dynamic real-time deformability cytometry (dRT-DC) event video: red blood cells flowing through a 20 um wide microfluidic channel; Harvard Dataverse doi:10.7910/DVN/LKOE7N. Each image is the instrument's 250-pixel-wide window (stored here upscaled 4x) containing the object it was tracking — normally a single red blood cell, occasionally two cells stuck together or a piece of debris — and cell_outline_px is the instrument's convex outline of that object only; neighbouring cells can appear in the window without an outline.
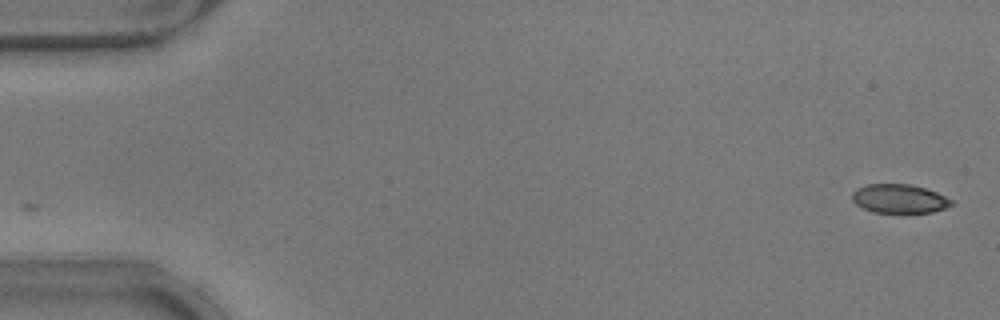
{"species": "common noctule bat (a hibernating species)", "species_latin": "Nyctalus noctula", "temperature_condition": "warm", "stored_images_in_passage": 52, "camera_frame_rate_fps": 3000, "um_per_image_px": 0.085, "animal": {"sex": "male", "body_mass_g": 17.9}, "frame": {"image": 1, "passage_image": 1, "time_ms": 0.0, "image_size_px": [1000, 320], "cell_outline_px": [[956, 200], [952, 204], [944, 208], [932, 212], [872, 212], [856, 204], [852, 200], [852, 192], [856, 188], [868, 184], [912, 184], [936, 192]], "centroid_in_image_um": [76.45, 16.88], "position_along_channel_um": 8.6, "area_um2": 16.7}}
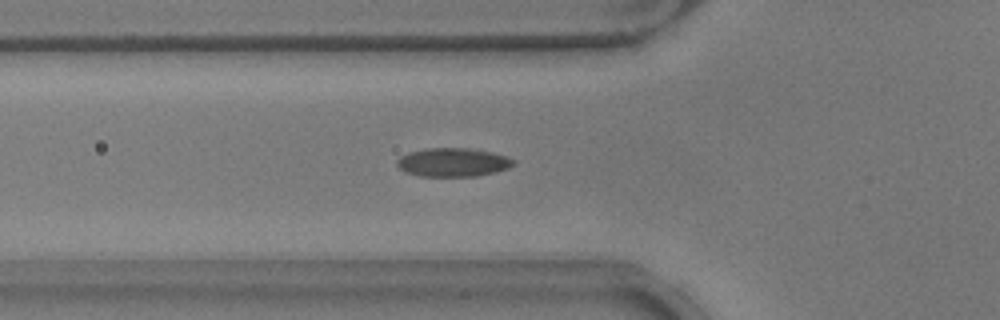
{"frame": {"image": 2, "passage_image": 18, "time_ms": 5.667, "image_size_px": [1000, 320], "cell_outline_px": [[516, 164], [508, 168], [496, 172], [476, 176], [420, 176], [404, 172], [396, 164], [396, 160], [400, 156], [408, 152], [428, 148], [468, 148], [492, 152], [516, 160]], "centroid_in_image_um": [38.49, 13.8], "position_along_channel_um": 87.3, "area_um2": 19.54}}
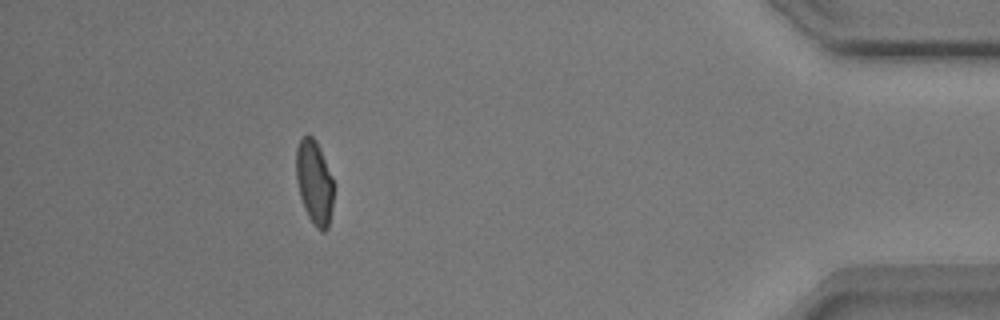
{"frame": {"image": 3, "passage_image": 47, "time_ms": 15.333, "image_size_px": [1000, 320], "cell_outline_px": [[332, 208], [328, 228], [324, 232], [320, 232], [312, 224], [304, 208], [300, 196], [296, 180], [296, 148], [300, 140], [308, 132], [316, 140], [320, 148], [332, 180]], "centroid_in_image_um": [26.69, 15.51], "position_along_channel_um": 408.5, "area_um2": 18.32}, "authors_computed_cell_mechanics": {"area_um2": 18.4382, "velocity_mm_per_s": 3.8531, "shape_relaxation_time_tau1_ms": 4.8892, "shape_relaxation_time_tau2_ms": 1.3805, "deformation_change_tau1": 0.1382, "deformation_change_tau2": 0.0681}}